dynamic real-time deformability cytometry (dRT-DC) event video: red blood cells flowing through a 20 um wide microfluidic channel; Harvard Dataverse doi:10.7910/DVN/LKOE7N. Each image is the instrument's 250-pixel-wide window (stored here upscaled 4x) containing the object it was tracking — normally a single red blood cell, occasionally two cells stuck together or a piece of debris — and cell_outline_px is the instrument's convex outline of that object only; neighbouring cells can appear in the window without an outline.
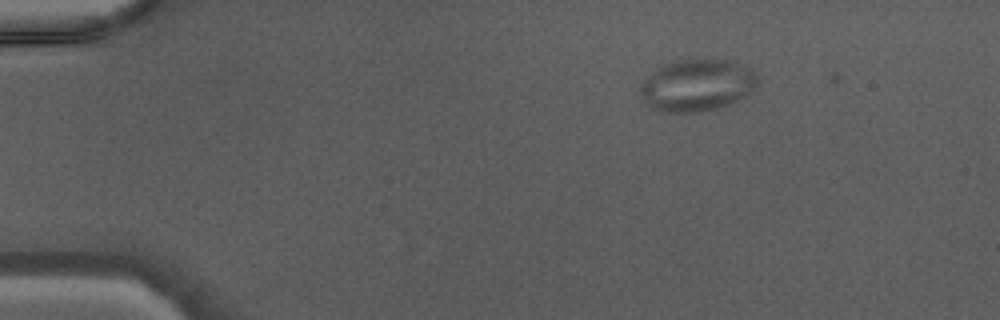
{"species": "Egyptian fruit bat (a non-hibernating species)", "species_latin": "Rousettus aegyptiacus", "temperature_condition": "warm", "stored_images_in_passage": 39, "camera_frame_rate_fps": 3000, "um_per_image_px": 0.085, "animal": {"sex": "male"}, "frame": {"image": 1, "passage_image": 1, "time_ms": 0.0, "image_size_px": [1000, 320], "cell_outline_px": [[756, 88], [752, 92], [728, 104], [716, 108], [692, 112], [664, 112], [652, 108], [640, 96], [640, 84], [656, 68], [680, 60], [724, 60], [748, 68], [756, 76]], "centroid_in_image_um": [59.2, 7.26], "position_along_channel_um": 25.8, "area_um2": 34.68}}
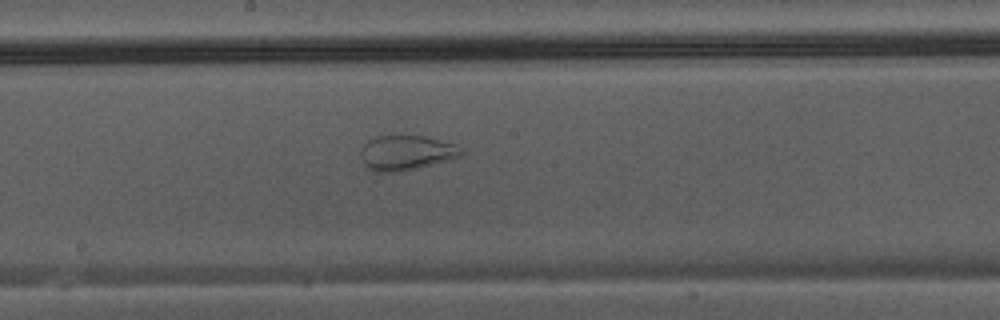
{"frame": {"image": 2, "passage_image": 19, "time_ms": 6.0, "image_size_px": [1000, 320], "cell_outline_px": [[464, 152], [460, 156], [448, 160], [400, 172], [376, 172], [368, 168], [364, 164], [360, 156], [360, 148], [368, 140], [376, 136], [428, 136], [456, 144]], "centroid_in_image_um": [34.51, 12.98], "position_along_channel_um": 213.7, "area_um2": 20.52}}
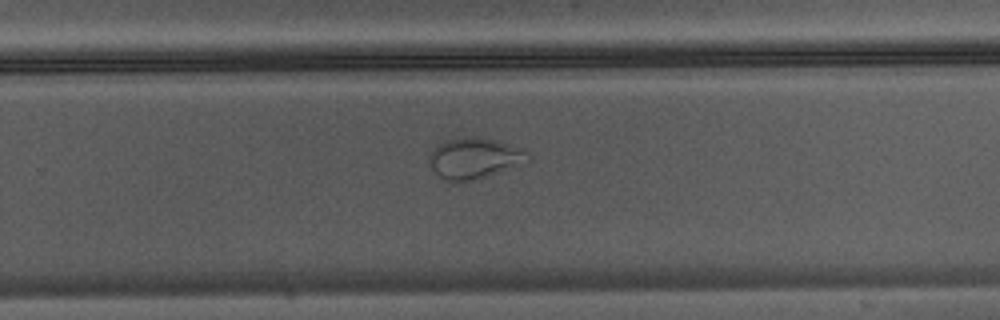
{"frame": {"image": 3, "passage_image": 24, "time_ms": 7.667, "image_size_px": [1000, 320], "cell_outline_px": [[532, 160], [476, 180], [448, 180], [440, 176], [428, 164], [428, 156], [432, 148], [444, 140], [492, 140], [508, 144], [520, 148]], "centroid_in_image_um": [40.28, 13.49], "position_along_channel_um": 289.5, "area_um2": 22.37}}